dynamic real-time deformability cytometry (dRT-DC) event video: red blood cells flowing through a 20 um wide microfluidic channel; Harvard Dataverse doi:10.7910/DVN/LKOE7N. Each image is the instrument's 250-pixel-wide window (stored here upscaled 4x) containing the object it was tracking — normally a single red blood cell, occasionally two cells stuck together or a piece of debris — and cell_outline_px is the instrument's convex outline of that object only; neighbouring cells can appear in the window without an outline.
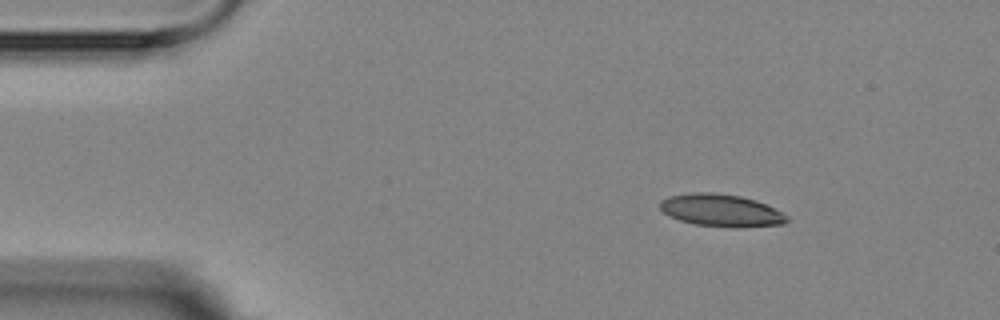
{"species": "Egyptian fruit bat (a non-hibernating species)", "species_latin": "Rousettus aegyptiacus", "temperature_condition": "room temperature", "stored_images_in_passage": 3, "camera_frame_rate_fps": 3000, "um_per_image_px": 0.085, "animal": {"sex": "female"}, "frame": {"image": 1, "passage_image": 2, "time_ms": 1.0, "image_size_px": [1000, 320], "cell_outline_px": [[788, 220], [784, 224], [736, 228], [696, 224], [680, 220], [668, 216], [660, 208], [660, 200], [668, 196], [692, 192], [712, 192], [740, 196], [756, 200], [788, 216]], "centroid_in_image_um": [61.26, 17.88], "position_along_channel_um": 23.7, "area_um2": 23.87}}